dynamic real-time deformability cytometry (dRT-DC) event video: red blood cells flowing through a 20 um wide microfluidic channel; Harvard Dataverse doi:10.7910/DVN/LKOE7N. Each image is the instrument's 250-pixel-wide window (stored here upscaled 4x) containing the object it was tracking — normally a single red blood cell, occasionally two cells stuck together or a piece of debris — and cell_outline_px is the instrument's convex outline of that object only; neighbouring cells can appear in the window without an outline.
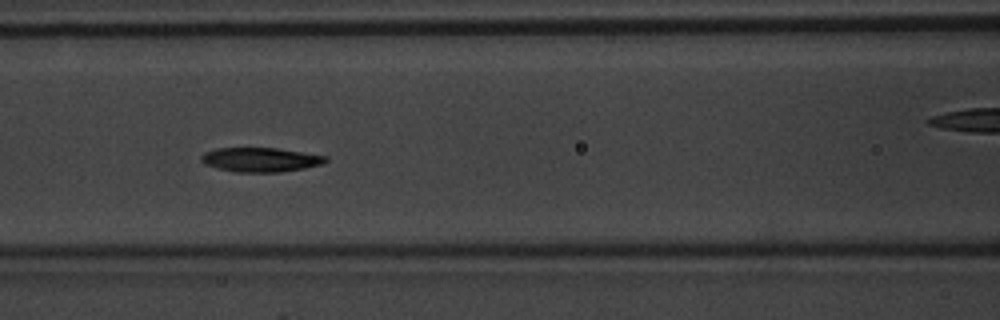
{"species": "common noctule bat (a hibernating species)", "species_latin": "Nyctalus noctula", "temperature_condition": "warm", "stored_images_in_passage": 50, "camera_frame_rate_fps": 3000, "um_per_image_px": 0.085, "animal": {"sex": "male", "body_mass_g": 20.1, "forearm_length_mm": 53.5}, "frame": {"image": 1, "passage_image": 22, "time_ms": 7.0, "image_size_px": [1000, 320], "cell_outline_px": [[328, 160], [320, 164], [304, 168], [280, 172], [236, 172], [216, 168], [204, 164], [200, 160], [200, 156], [204, 152], [216, 148], [276, 148], [328, 156]], "centroid_in_image_um": [22.1, 13.57], "position_along_channel_um": 144.5, "area_um2": 17.63}}
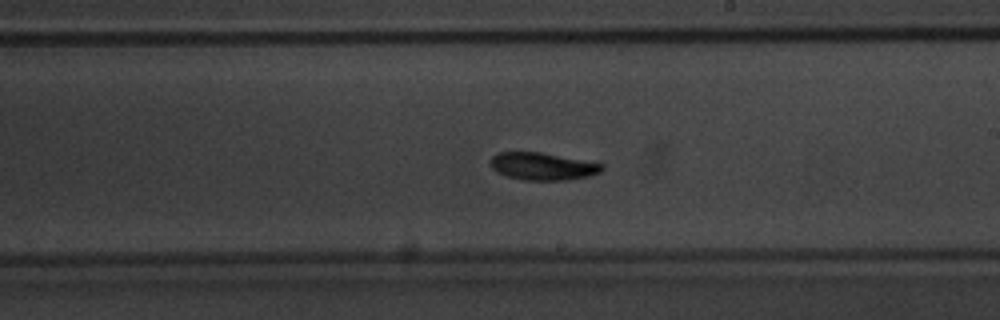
{"frame": {"image": 2, "passage_image": 29, "time_ms": 9.333, "image_size_px": [1000, 320], "cell_outline_px": [[604, 168], [600, 172], [588, 176], [568, 180], [524, 180], [508, 176], [496, 172], [492, 168], [492, 156], [500, 152], [540, 152], [604, 164]], "centroid_in_image_um": [46.14, 14.14], "position_along_channel_um": 242.9, "area_um2": 17.63}}
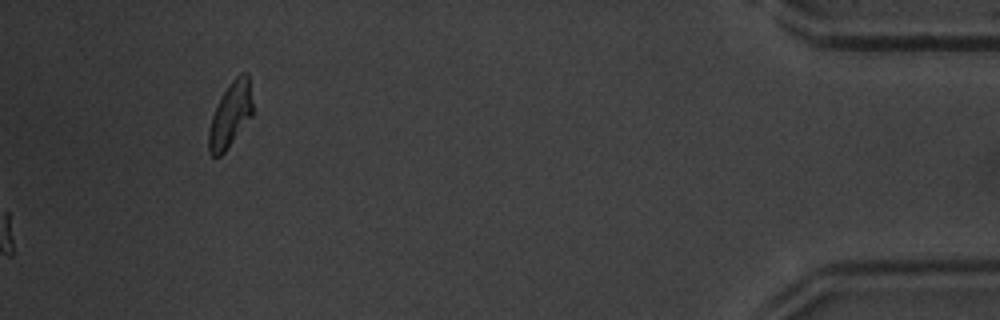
{"frame": {"image": 3, "passage_image": 50, "time_ms": 16.333, "image_size_px": [1000, 320], "cell_outline_px": [[252, 116], [224, 152], [220, 156], [212, 156], [208, 152], [208, 132], [212, 116], [224, 92], [232, 80], [236, 76], [244, 72], [248, 72], [252, 104]], "centroid_in_image_um": [19.58, 9.77], "position_along_channel_um": 415.6, "area_um2": 16.3}, "authors_computed_cell_mechanics": {"area_um2": 17.5712, "velocity_mm_per_s": 4.2318, "shape_relaxation_time_tau1_ms": 2.6197, "shape_relaxation_time_tau2_ms": 5.4911, "deformation_change_tau1": 0.1203, "deformation_change_tau2": 0.1193}}